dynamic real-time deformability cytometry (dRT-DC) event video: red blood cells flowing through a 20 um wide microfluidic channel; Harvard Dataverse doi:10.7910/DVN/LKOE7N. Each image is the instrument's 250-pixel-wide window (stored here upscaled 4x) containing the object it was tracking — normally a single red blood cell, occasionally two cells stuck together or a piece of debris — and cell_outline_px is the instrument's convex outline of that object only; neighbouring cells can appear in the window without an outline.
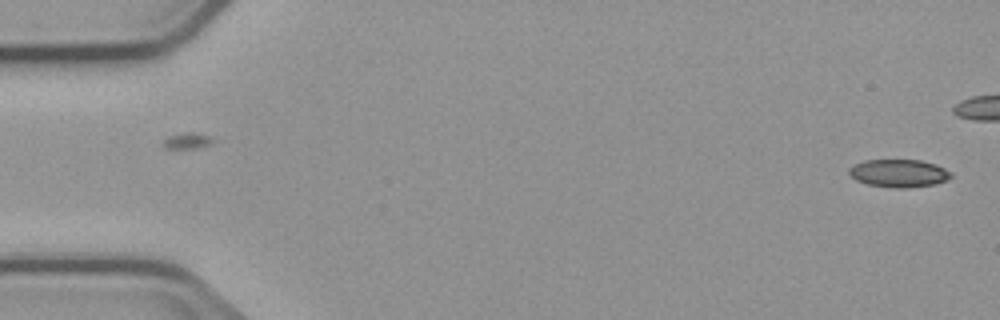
{"species": "common noctule bat (a hibernating species)", "species_latin": "Nyctalus noctula", "temperature_condition": "cold", "stored_images_in_passage": 5, "camera_frame_rate_fps": 3000, "um_per_image_px": 0.085, "animal": {"sex": "male", "body_mass_g": 23.1, "forearm_length_mm": 52.7}, "frame": {"image": 1, "passage_image": 1, "time_ms": 0.0, "image_size_px": [1000, 320], "cell_outline_px": [[952, 176], [936, 184], [908, 188], [896, 188], [868, 184], [856, 180], [848, 172], [848, 168], [864, 160], [920, 160], [936, 164], [952, 172]], "centroid_in_image_um": [76.41, 14.72], "position_along_channel_um": 8.6, "area_um2": 16.47}}